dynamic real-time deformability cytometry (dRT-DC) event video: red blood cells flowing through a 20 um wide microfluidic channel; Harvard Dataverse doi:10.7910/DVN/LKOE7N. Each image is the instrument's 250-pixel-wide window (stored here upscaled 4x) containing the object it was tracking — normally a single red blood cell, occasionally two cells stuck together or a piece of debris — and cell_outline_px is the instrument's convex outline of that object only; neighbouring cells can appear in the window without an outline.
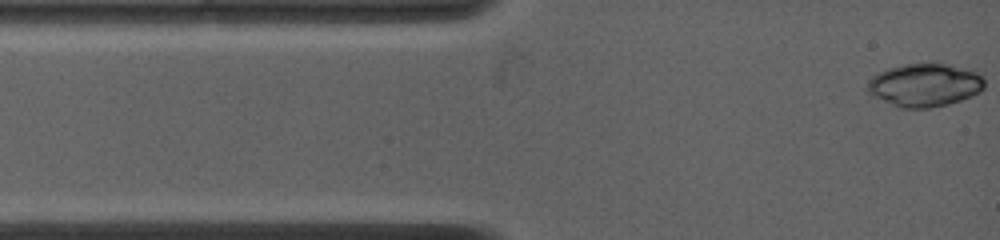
{"species": "common noctule bat (a hibernating species)", "species_latin": "Nyctalus noctula", "temperature_condition": "warm", "stored_images_in_passage": 23, "camera_frame_rate_fps": 4500, "um_per_image_px": 0.085, "animal": {"sex": "female", "body_mass_g": 19.0, "forearm_length_mm": 53.3}, "frame": {"image": 1, "passage_image": 1, "time_ms": 0.0, "image_size_px": [1000, 240], "cell_outline_px": [[984, 88], [980, 92], [972, 96], [948, 104], [928, 108], [904, 108], [892, 104], [868, 92], [868, 80], [872, 76], [888, 68], [904, 64], [948, 64], [972, 68], [984, 80]], "centroid_in_image_um": [78.65, 7.21], "position_along_channel_um": 6.3, "area_um2": 29.19}}
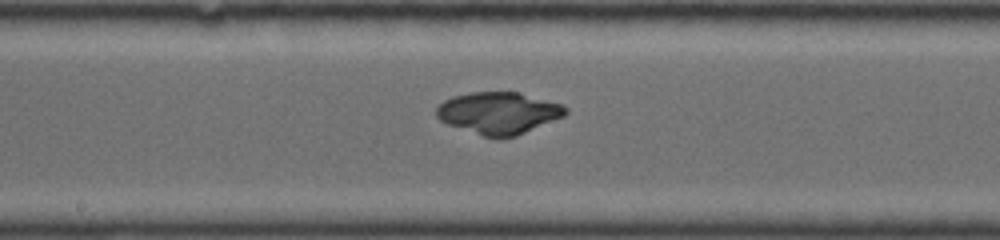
{"frame": {"image": 2, "passage_image": 15, "time_ms": 6.444, "image_size_px": [1000, 240], "cell_outline_px": [[568, 112], [564, 116], [516, 136], [500, 140], [484, 136], [448, 124], [440, 120], [436, 116], [436, 108], [444, 100], [452, 96], [472, 92], [520, 92], [564, 104], [568, 108]], "centroid_in_image_um": [42.41, 9.6], "position_along_channel_um": 205.8, "area_um2": 31.79}}
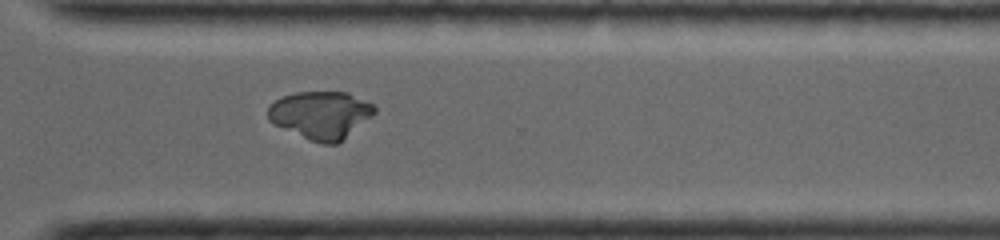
{"frame": {"image": 3, "passage_image": 23, "time_ms": 10.0, "image_size_px": [1000, 240], "cell_outline_px": [[376, 112], [336, 144], [320, 144], [308, 140], [272, 124], [268, 120], [268, 108], [276, 100], [284, 96], [296, 92], [348, 92], [376, 104]], "centroid_in_image_um": [27.26, 9.77], "position_along_channel_um": 343.3, "area_um2": 29.59}}